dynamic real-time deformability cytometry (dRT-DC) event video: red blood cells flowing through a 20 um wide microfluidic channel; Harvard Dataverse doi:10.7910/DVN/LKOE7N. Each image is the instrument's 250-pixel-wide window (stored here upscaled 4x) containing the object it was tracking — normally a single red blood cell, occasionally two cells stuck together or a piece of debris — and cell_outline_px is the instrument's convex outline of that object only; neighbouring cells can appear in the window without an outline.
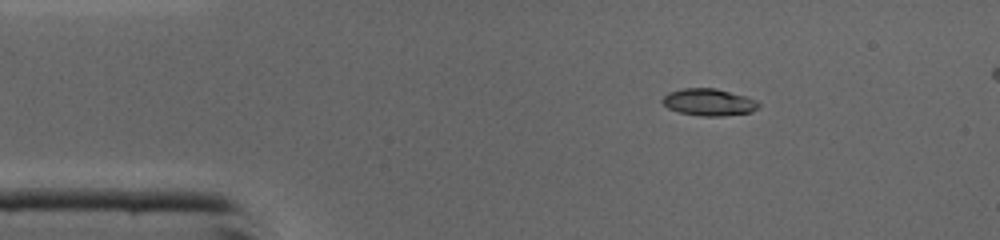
{"species": "common noctule bat (a hibernating species)", "species_latin": "Nyctalus noctula", "temperature_condition": "cold", "stored_images_in_passage": 38, "camera_frame_rate_fps": 3000, "um_per_image_px": 0.085, "animal": {"sex": "male", "body_mass_g": 19.0, "forearm_length_mm": 50.8}, "frame": {"image": 1, "passage_image": 1, "time_ms": 0.0, "image_size_px": [1000, 240], "cell_outline_px": [[760, 108], [752, 112], [720, 116], [700, 116], [680, 112], [668, 108], [660, 100], [668, 92], [684, 88], [716, 88], [744, 96], [756, 100], [760, 104]], "centroid_in_image_um": [60.25, 8.69], "position_along_channel_um": 24.7, "area_um2": 15.14}}
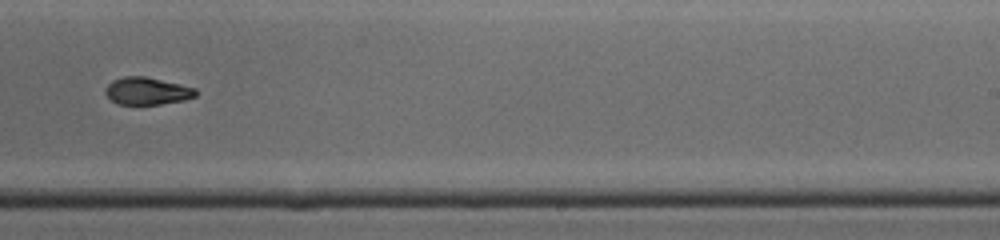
{"frame": {"image": 2, "passage_image": 22, "time_ms": 7.0, "image_size_px": [1000, 240], "cell_outline_px": [[196, 96], [184, 100], [160, 104], [116, 104], [104, 92], [108, 84], [112, 80], [124, 76], [144, 76], [180, 84], [196, 88]], "centroid_in_image_um": [12.49, 7.73], "position_along_channel_um": 276.5, "area_um2": 14.33}}
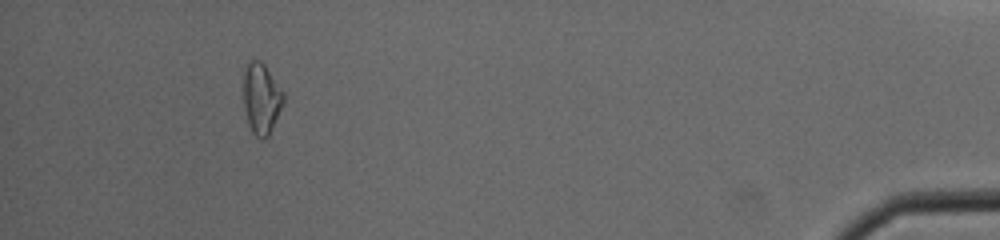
{"frame": {"image": 3, "passage_image": 36, "time_ms": 11.667, "image_size_px": [1000, 240], "cell_outline_px": [[284, 104], [268, 136], [264, 140], [256, 136], [252, 132], [248, 124], [244, 108], [244, 68], [252, 60], [260, 60], [264, 64], [284, 92]], "centroid_in_image_um": [22.23, 8.39], "position_along_channel_um": 413.0, "area_um2": 16.53}, "authors_computed_cell_mechanics": {"area_um2": 15.2014, "velocity_mm_per_s": 4.3979, "shape_relaxation_time_tau1_ms": 2.1959, "shape_relaxation_time_tau2_ms": 2.7366, "deformation_change_tau1": 0.1617, "deformation_change_tau2": 0.0827}}